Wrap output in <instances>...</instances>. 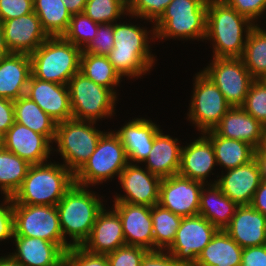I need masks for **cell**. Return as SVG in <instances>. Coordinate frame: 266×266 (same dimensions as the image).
<instances>
[{
    "mask_svg": "<svg viewBox=\"0 0 266 266\" xmlns=\"http://www.w3.org/2000/svg\"><path fill=\"white\" fill-rule=\"evenodd\" d=\"M242 250L224 230H218L194 266H240Z\"/></svg>",
    "mask_w": 266,
    "mask_h": 266,
    "instance_id": "30",
    "label": "cell"
},
{
    "mask_svg": "<svg viewBox=\"0 0 266 266\" xmlns=\"http://www.w3.org/2000/svg\"><path fill=\"white\" fill-rule=\"evenodd\" d=\"M71 15L84 12L87 0H63Z\"/></svg>",
    "mask_w": 266,
    "mask_h": 266,
    "instance_id": "52",
    "label": "cell"
},
{
    "mask_svg": "<svg viewBox=\"0 0 266 266\" xmlns=\"http://www.w3.org/2000/svg\"><path fill=\"white\" fill-rule=\"evenodd\" d=\"M218 229L201 215L183 217L167 251L185 266H194Z\"/></svg>",
    "mask_w": 266,
    "mask_h": 266,
    "instance_id": "13",
    "label": "cell"
},
{
    "mask_svg": "<svg viewBox=\"0 0 266 266\" xmlns=\"http://www.w3.org/2000/svg\"><path fill=\"white\" fill-rule=\"evenodd\" d=\"M264 129L265 126L242 107H231L213 131L221 137L247 142L257 150Z\"/></svg>",
    "mask_w": 266,
    "mask_h": 266,
    "instance_id": "26",
    "label": "cell"
},
{
    "mask_svg": "<svg viewBox=\"0 0 266 266\" xmlns=\"http://www.w3.org/2000/svg\"><path fill=\"white\" fill-rule=\"evenodd\" d=\"M69 266H110L106 254H94L81 246H72L64 254Z\"/></svg>",
    "mask_w": 266,
    "mask_h": 266,
    "instance_id": "44",
    "label": "cell"
},
{
    "mask_svg": "<svg viewBox=\"0 0 266 266\" xmlns=\"http://www.w3.org/2000/svg\"><path fill=\"white\" fill-rule=\"evenodd\" d=\"M0 266H23L18 263L10 254L0 257Z\"/></svg>",
    "mask_w": 266,
    "mask_h": 266,
    "instance_id": "54",
    "label": "cell"
},
{
    "mask_svg": "<svg viewBox=\"0 0 266 266\" xmlns=\"http://www.w3.org/2000/svg\"><path fill=\"white\" fill-rule=\"evenodd\" d=\"M201 71L212 80L231 107L243 106L255 80L240 57H213Z\"/></svg>",
    "mask_w": 266,
    "mask_h": 266,
    "instance_id": "12",
    "label": "cell"
},
{
    "mask_svg": "<svg viewBox=\"0 0 266 266\" xmlns=\"http://www.w3.org/2000/svg\"><path fill=\"white\" fill-rule=\"evenodd\" d=\"M128 163L119 136L113 131L105 132L88 161L74 174V183L90 187L110 178L112 181L115 176L119 178Z\"/></svg>",
    "mask_w": 266,
    "mask_h": 266,
    "instance_id": "8",
    "label": "cell"
},
{
    "mask_svg": "<svg viewBox=\"0 0 266 266\" xmlns=\"http://www.w3.org/2000/svg\"><path fill=\"white\" fill-rule=\"evenodd\" d=\"M224 231L242 248L266 244V216L251 205H238Z\"/></svg>",
    "mask_w": 266,
    "mask_h": 266,
    "instance_id": "22",
    "label": "cell"
},
{
    "mask_svg": "<svg viewBox=\"0 0 266 266\" xmlns=\"http://www.w3.org/2000/svg\"><path fill=\"white\" fill-rule=\"evenodd\" d=\"M240 58L254 79L266 76V29L258 23L250 30Z\"/></svg>",
    "mask_w": 266,
    "mask_h": 266,
    "instance_id": "35",
    "label": "cell"
},
{
    "mask_svg": "<svg viewBox=\"0 0 266 266\" xmlns=\"http://www.w3.org/2000/svg\"><path fill=\"white\" fill-rule=\"evenodd\" d=\"M159 130V125L157 126L152 120L142 117L129 120L128 123L114 132L119 136L125 148L128 162L141 164L148 157Z\"/></svg>",
    "mask_w": 266,
    "mask_h": 266,
    "instance_id": "23",
    "label": "cell"
},
{
    "mask_svg": "<svg viewBox=\"0 0 266 266\" xmlns=\"http://www.w3.org/2000/svg\"><path fill=\"white\" fill-rule=\"evenodd\" d=\"M80 73L96 84L112 90L117 95L116 90L113 89L122 80L107 56L82 53L80 58Z\"/></svg>",
    "mask_w": 266,
    "mask_h": 266,
    "instance_id": "36",
    "label": "cell"
},
{
    "mask_svg": "<svg viewBox=\"0 0 266 266\" xmlns=\"http://www.w3.org/2000/svg\"><path fill=\"white\" fill-rule=\"evenodd\" d=\"M240 266H266V244L243 248Z\"/></svg>",
    "mask_w": 266,
    "mask_h": 266,
    "instance_id": "49",
    "label": "cell"
},
{
    "mask_svg": "<svg viewBox=\"0 0 266 266\" xmlns=\"http://www.w3.org/2000/svg\"><path fill=\"white\" fill-rule=\"evenodd\" d=\"M4 149V134L0 132V150Z\"/></svg>",
    "mask_w": 266,
    "mask_h": 266,
    "instance_id": "57",
    "label": "cell"
},
{
    "mask_svg": "<svg viewBox=\"0 0 266 266\" xmlns=\"http://www.w3.org/2000/svg\"><path fill=\"white\" fill-rule=\"evenodd\" d=\"M242 108L266 127V84L261 79L251 83Z\"/></svg>",
    "mask_w": 266,
    "mask_h": 266,
    "instance_id": "40",
    "label": "cell"
},
{
    "mask_svg": "<svg viewBox=\"0 0 266 266\" xmlns=\"http://www.w3.org/2000/svg\"><path fill=\"white\" fill-rule=\"evenodd\" d=\"M83 13L99 24L116 23L128 15V5L122 0H87Z\"/></svg>",
    "mask_w": 266,
    "mask_h": 266,
    "instance_id": "38",
    "label": "cell"
},
{
    "mask_svg": "<svg viewBox=\"0 0 266 266\" xmlns=\"http://www.w3.org/2000/svg\"><path fill=\"white\" fill-rule=\"evenodd\" d=\"M208 0H172L153 25L155 38L205 40Z\"/></svg>",
    "mask_w": 266,
    "mask_h": 266,
    "instance_id": "6",
    "label": "cell"
},
{
    "mask_svg": "<svg viewBox=\"0 0 266 266\" xmlns=\"http://www.w3.org/2000/svg\"><path fill=\"white\" fill-rule=\"evenodd\" d=\"M14 117L15 122L30 128L36 133L45 135L53 143L57 122L28 96L23 95L14 100Z\"/></svg>",
    "mask_w": 266,
    "mask_h": 266,
    "instance_id": "32",
    "label": "cell"
},
{
    "mask_svg": "<svg viewBox=\"0 0 266 266\" xmlns=\"http://www.w3.org/2000/svg\"><path fill=\"white\" fill-rule=\"evenodd\" d=\"M30 164L5 148L0 150V191L5 196L13 195L21 187Z\"/></svg>",
    "mask_w": 266,
    "mask_h": 266,
    "instance_id": "34",
    "label": "cell"
},
{
    "mask_svg": "<svg viewBox=\"0 0 266 266\" xmlns=\"http://www.w3.org/2000/svg\"><path fill=\"white\" fill-rule=\"evenodd\" d=\"M104 207L97 215L89 237L81 245L94 254H108L126 244L118 213Z\"/></svg>",
    "mask_w": 266,
    "mask_h": 266,
    "instance_id": "21",
    "label": "cell"
},
{
    "mask_svg": "<svg viewBox=\"0 0 266 266\" xmlns=\"http://www.w3.org/2000/svg\"><path fill=\"white\" fill-rule=\"evenodd\" d=\"M139 164L128 163L118 178L125 195H117L113 202H126L152 207L159 203L162 178Z\"/></svg>",
    "mask_w": 266,
    "mask_h": 266,
    "instance_id": "15",
    "label": "cell"
},
{
    "mask_svg": "<svg viewBox=\"0 0 266 266\" xmlns=\"http://www.w3.org/2000/svg\"><path fill=\"white\" fill-rule=\"evenodd\" d=\"M68 89L73 119L96 122L115 114L117 95L82 73L69 80Z\"/></svg>",
    "mask_w": 266,
    "mask_h": 266,
    "instance_id": "9",
    "label": "cell"
},
{
    "mask_svg": "<svg viewBox=\"0 0 266 266\" xmlns=\"http://www.w3.org/2000/svg\"><path fill=\"white\" fill-rule=\"evenodd\" d=\"M16 251L10 255L23 266H58L65 252L56 244L40 238L14 236Z\"/></svg>",
    "mask_w": 266,
    "mask_h": 266,
    "instance_id": "27",
    "label": "cell"
},
{
    "mask_svg": "<svg viewBox=\"0 0 266 266\" xmlns=\"http://www.w3.org/2000/svg\"><path fill=\"white\" fill-rule=\"evenodd\" d=\"M266 84V76L261 79Z\"/></svg>",
    "mask_w": 266,
    "mask_h": 266,
    "instance_id": "60",
    "label": "cell"
},
{
    "mask_svg": "<svg viewBox=\"0 0 266 266\" xmlns=\"http://www.w3.org/2000/svg\"><path fill=\"white\" fill-rule=\"evenodd\" d=\"M216 165L217 161L211 141L201 133V137L187 146H182L178 174L206 184L208 182L206 178Z\"/></svg>",
    "mask_w": 266,
    "mask_h": 266,
    "instance_id": "25",
    "label": "cell"
},
{
    "mask_svg": "<svg viewBox=\"0 0 266 266\" xmlns=\"http://www.w3.org/2000/svg\"><path fill=\"white\" fill-rule=\"evenodd\" d=\"M149 32L152 34V38H150ZM113 38L114 46L107 57L121 78L126 76L138 79L151 71L155 57L151 54L149 43L151 39L152 41L156 39L154 29L147 31V28H141L132 23L116 22L114 23Z\"/></svg>",
    "mask_w": 266,
    "mask_h": 266,
    "instance_id": "1",
    "label": "cell"
},
{
    "mask_svg": "<svg viewBox=\"0 0 266 266\" xmlns=\"http://www.w3.org/2000/svg\"><path fill=\"white\" fill-rule=\"evenodd\" d=\"M13 212L14 236L47 240L64 252L72 247L63 237L56 206L13 204Z\"/></svg>",
    "mask_w": 266,
    "mask_h": 266,
    "instance_id": "10",
    "label": "cell"
},
{
    "mask_svg": "<svg viewBox=\"0 0 266 266\" xmlns=\"http://www.w3.org/2000/svg\"><path fill=\"white\" fill-rule=\"evenodd\" d=\"M73 184L74 174L59 162L31 165L13 204L56 206Z\"/></svg>",
    "mask_w": 266,
    "mask_h": 266,
    "instance_id": "3",
    "label": "cell"
},
{
    "mask_svg": "<svg viewBox=\"0 0 266 266\" xmlns=\"http://www.w3.org/2000/svg\"><path fill=\"white\" fill-rule=\"evenodd\" d=\"M26 96L57 123L72 119L68 85L42 81L31 75Z\"/></svg>",
    "mask_w": 266,
    "mask_h": 266,
    "instance_id": "19",
    "label": "cell"
},
{
    "mask_svg": "<svg viewBox=\"0 0 266 266\" xmlns=\"http://www.w3.org/2000/svg\"><path fill=\"white\" fill-rule=\"evenodd\" d=\"M237 207L238 205L227 197L216 183L204 184L200 193L199 215L218 230H224L229 225Z\"/></svg>",
    "mask_w": 266,
    "mask_h": 266,
    "instance_id": "29",
    "label": "cell"
},
{
    "mask_svg": "<svg viewBox=\"0 0 266 266\" xmlns=\"http://www.w3.org/2000/svg\"><path fill=\"white\" fill-rule=\"evenodd\" d=\"M172 0H133L128 5V16L138 17L154 24L164 14Z\"/></svg>",
    "mask_w": 266,
    "mask_h": 266,
    "instance_id": "41",
    "label": "cell"
},
{
    "mask_svg": "<svg viewBox=\"0 0 266 266\" xmlns=\"http://www.w3.org/2000/svg\"><path fill=\"white\" fill-rule=\"evenodd\" d=\"M34 12L49 37L63 36L72 15L63 0H33Z\"/></svg>",
    "mask_w": 266,
    "mask_h": 266,
    "instance_id": "33",
    "label": "cell"
},
{
    "mask_svg": "<svg viewBox=\"0 0 266 266\" xmlns=\"http://www.w3.org/2000/svg\"><path fill=\"white\" fill-rule=\"evenodd\" d=\"M112 206L121 219L126 245L154 251L151 207L126 202H114Z\"/></svg>",
    "mask_w": 266,
    "mask_h": 266,
    "instance_id": "18",
    "label": "cell"
},
{
    "mask_svg": "<svg viewBox=\"0 0 266 266\" xmlns=\"http://www.w3.org/2000/svg\"><path fill=\"white\" fill-rule=\"evenodd\" d=\"M10 53L11 52L8 49V47L6 45V42H5L4 31H3L2 24L0 22V58H2L3 56L8 55Z\"/></svg>",
    "mask_w": 266,
    "mask_h": 266,
    "instance_id": "53",
    "label": "cell"
},
{
    "mask_svg": "<svg viewBox=\"0 0 266 266\" xmlns=\"http://www.w3.org/2000/svg\"><path fill=\"white\" fill-rule=\"evenodd\" d=\"M222 172V177L208 184H217L221 191L237 205H250L262 181L259 164L254 158L245 165Z\"/></svg>",
    "mask_w": 266,
    "mask_h": 266,
    "instance_id": "20",
    "label": "cell"
},
{
    "mask_svg": "<svg viewBox=\"0 0 266 266\" xmlns=\"http://www.w3.org/2000/svg\"><path fill=\"white\" fill-rule=\"evenodd\" d=\"M14 122V101L0 98V132L5 134Z\"/></svg>",
    "mask_w": 266,
    "mask_h": 266,
    "instance_id": "50",
    "label": "cell"
},
{
    "mask_svg": "<svg viewBox=\"0 0 266 266\" xmlns=\"http://www.w3.org/2000/svg\"><path fill=\"white\" fill-rule=\"evenodd\" d=\"M126 5H129L133 0H122Z\"/></svg>",
    "mask_w": 266,
    "mask_h": 266,
    "instance_id": "59",
    "label": "cell"
},
{
    "mask_svg": "<svg viewBox=\"0 0 266 266\" xmlns=\"http://www.w3.org/2000/svg\"><path fill=\"white\" fill-rule=\"evenodd\" d=\"M261 172V177L263 181H266V156H255Z\"/></svg>",
    "mask_w": 266,
    "mask_h": 266,
    "instance_id": "55",
    "label": "cell"
},
{
    "mask_svg": "<svg viewBox=\"0 0 266 266\" xmlns=\"http://www.w3.org/2000/svg\"><path fill=\"white\" fill-rule=\"evenodd\" d=\"M255 25L223 0H208L205 40L213 43V57H241Z\"/></svg>",
    "mask_w": 266,
    "mask_h": 266,
    "instance_id": "2",
    "label": "cell"
},
{
    "mask_svg": "<svg viewBox=\"0 0 266 266\" xmlns=\"http://www.w3.org/2000/svg\"><path fill=\"white\" fill-rule=\"evenodd\" d=\"M147 249L132 245H123L106 254L110 266H140Z\"/></svg>",
    "mask_w": 266,
    "mask_h": 266,
    "instance_id": "43",
    "label": "cell"
},
{
    "mask_svg": "<svg viewBox=\"0 0 266 266\" xmlns=\"http://www.w3.org/2000/svg\"><path fill=\"white\" fill-rule=\"evenodd\" d=\"M31 75L28 54L10 53L0 58V98L14 101L26 95Z\"/></svg>",
    "mask_w": 266,
    "mask_h": 266,
    "instance_id": "24",
    "label": "cell"
},
{
    "mask_svg": "<svg viewBox=\"0 0 266 266\" xmlns=\"http://www.w3.org/2000/svg\"><path fill=\"white\" fill-rule=\"evenodd\" d=\"M154 251L167 250L174 242L182 216L156 204L151 207Z\"/></svg>",
    "mask_w": 266,
    "mask_h": 266,
    "instance_id": "37",
    "label": "cell"
},
{
    "mask_svg": "<svg viewBox=\"0 0 266 266\" xmlns=\"http://www.w3.org/2000/svg\"><path fill=\"white\" fill-rule=\"evenodd\" d=\"M99 25L84 13L74 14L62 37L83 50L95 37Z\"/></svg>",
    "mask_w": 266,
    "mask_h": 266,
    "instance_id": "39",
    "label": "cell"
},
{
    "mask_svg": "<svg viewBox=\"0 0 266 266\" xmlns=\"http://www.w3.org/2000/svg\"><path fill=\"white\" fill-rule=\"evenodd\" d=\"M82 49L62 36L49 37L32 54V76L57 84L68 85L69 80L80 72Z\"/></svg>",
    "mask_w": 266,
    "mask_h": 266,
    "instance_id": "5",
    "label": "cell"
},
{
    "mask_svg": "<svg viewBox=\"0 0 266 266\" xmlns=\"http://www.w3.org/2000/svg\"><path fill=\"white\" fill-rule=\"evenodd\" d=\"M250 205L266 216V181H261L259 187L255 191Z\"/></svg>",
    "mask_w": 266,
    "mask_h": 266,
    "instance_id": "51",
    "label": "cell"
},
{
    "mask_svg": "<svg viewBox=\"0 0 266 266\" xmlns=\"http://www.w3.org/2000/svg\"><path fill=\"white\" fill-rule=\"evenodd\" d=\"M203 134L211 141L217 165L226 171L245 165L255 158L256 149L247 142L221 137L213 130Z\"/></svg>",
    "mask_w": 266,
    "mask_h": 266,
    "instance_id": "31",
    "label": "cell"
},
{
    "mask_svg": "<svg viewBox=\"0 0 266 266\" xmlns=\"http://www.w3.org/2000/svg\"><path fill=\"white\" fill-rule=\"evenodd\" d=\"M58 266H69L64 260Z\"/></svg>",
    "mask_w": 266,
    "mask_h": 266,
    "instance_id": "58",
    "label": "cell"
},
{
    "mask_svg": "<svg viewBox=\"0 0 266 266\" xmlns=\"http://www.w3.org/2000/svg\"><path fill=\"white\" fill-rule=\"evenodd\" d=\"M88 188L74 183L56 205L63 237L69 235L71 246L84 243L104 208L103 200Z\"/></svg>",
    "mask_w": 266,
    "mask_h": 266,
    "instance_id": "4",
    "label": "cell"
},
{
    "mask_svg": "<svg viewBox=\"0 0 266 266\" xmlns=\"http://www.w3.org/2000/svg\"><path fill=\"white\" fill-rule=\"evenodd\" d=\"M233 7L239 14L247 17L255 24L266 12V0H223ZM260 17V18H259Z\"/></svg>",
    "mask_w": 266,
    "mask_h": 266,
    "instance_id": "45",
    "label": "cell"
},
{
    "mask_svg": "<svg viewBox=\"0 0 266 266\" xmlns=\"http://www.w3.org/2000/svg\"><path fill=\"white\" fill-rule=\"evenodd\" d=\"M114 23L100 24L95 37L83 49L82 53L107 56L114 46Z\"/></svg>",
    "mask_w": 266,
    "mask_h": 266,
    "instance_id": "42",
    "label": "cell"
},
{
    "mask_svg": "<svg viewBox=\"0 0 266 266\" xmlns=\"http://www.w3.org/2000/svg\"><path fill=\"white\" fill-rule=\"evenodd\" d=\"M162 132L160 129L156 133L151 151L144 164L150 173L166 178L178 174L182 147L177 138L173 139Z\"/></svg>",
    "mask_w": 266,
    "mask_h": 266,
    "instance_id": "28",
    "label": "cell"
},
{
    "mask_svg": "<svg viewBox=\"0 0 266 266\" xmlns=\"http://www.w3.org/2000/svg\"><path fill=\"white\" fill-rule=\"evenodd\" d=\"M255 156H266V127L263 132L261 145L256 150Z\"/></svg>",
    "mask_w": 266,
    "mask_h": 266,
    "instance_id": "56",
    "label": "cell"
},
{
    "mask_svg": "<svg viewBox=\"0 0 266 266\" xmlns=\"http://www.w3.org/2000/svg\"><path fill=\"white\" fill-rule=\"evenodd\" d=\"M53 144L45 135L14 122L4 134V148L23 158L30 165L48 162Z\"/></svg>",
    "mask_w": 266,
    "mask_h": 266,
    "instance_id": "17",
    "label": "cell"
},
{
    "mask_svg": "<svg viewBox=\"0 0 266 266\" xmlns=\"http://www.w3.org/2000/svg\"><path fill=\"white\" fill-rule=\"evenodd\" d=\"M140 266H185L178 262L167 250L148 251Z\"/></svg>",
    "mask_w": 266,
    "mask_h": 266,
    "instance_id": "48",
    "label": "cell"
},
{
    "mask_svg": "<svg viewBox=\"0 0 266 266\" xmlns=\"http://www.w3.org/2000/svg\"><path fill=\"white\" fill-rule=\"evenodd\" d=\"M34 12L33 0H0V22Z\"/></svg>",
    "mask_w": 266,
    "mask_h": 266,
    "instance_id": "46",
    "label": "cell"
},
{
    "mask_svg": "<svg viewBox=\"0 0 266 266\" xmlns=\"http://www.w3.org/2000/svg\"><path fill=\"white\" fill-rule=\"evenodd\" d=\"M203 186L179 174L162 178L158 204L182 217L198 215Z\"/></svg>",
    "mask_w": 266,
    "mask_h": 266,
    "instance_id": "14",
    "label": "cell"
},
{
    "mask_svg": "<svg viewBox=\"0 0 266 266\" xmlns=\"http://www.w3.org/2000/svg\"><path fill=\"white\" fill-rule=\"evenodd\" d=\"M3 201L0 203V242L15 235L13 198L5 196Z\"/></svg>",
    "mask_w": 266,
    "mask_h": 266,
    "instance_id": "47",
    "label": "cell"
},
{
    "mask_svg": "<svg viewBox=\"0 0 266 266\" xmlns=\"http://www.w3.org/2000/svg\"><path fill=\"white\" fill-rule=\"evenodd\" d=\"M11 53L32 54L49 36L35 12L1 22Z\"/></svg>",
    "mask_w": 266,
    "mask_h": 266,
    "instance_id": "16",
    "label": "cell"
},
{
    "mask_svg": "<svg viewBox=\"0 0 266 266\" xmlns=\"http://www.w3.org/2000/svg\"><path fill=\"white\" fill-rule=\"evenodd\" d=\"M96 122L69 119L57 123L56 149L64 160L63 165L75 174L93 154L100 137L105 133L96 129Z\"/></svg>",
    "mask_w": 266,
    "mask_h": 266,
    "instance_id": "7",
    "label": "cell"
},
{
    "mask_svg": "<svg viewBox=\"0 0 266 266\" xmlns=\"http://www.w3.org/2000/svg\"><path fill=\"white\" fill-rule=\"evenodd\" d=\"M193 95L189 104L188 120L205 133L219 124L225 113L231 108L222 92L202 71L195 76Z\"/></svg>",
    "mask_w": 266,
    "mask_h": 266,
    "instance_id": "11",
    "label": "cell"
}]
</instances>
